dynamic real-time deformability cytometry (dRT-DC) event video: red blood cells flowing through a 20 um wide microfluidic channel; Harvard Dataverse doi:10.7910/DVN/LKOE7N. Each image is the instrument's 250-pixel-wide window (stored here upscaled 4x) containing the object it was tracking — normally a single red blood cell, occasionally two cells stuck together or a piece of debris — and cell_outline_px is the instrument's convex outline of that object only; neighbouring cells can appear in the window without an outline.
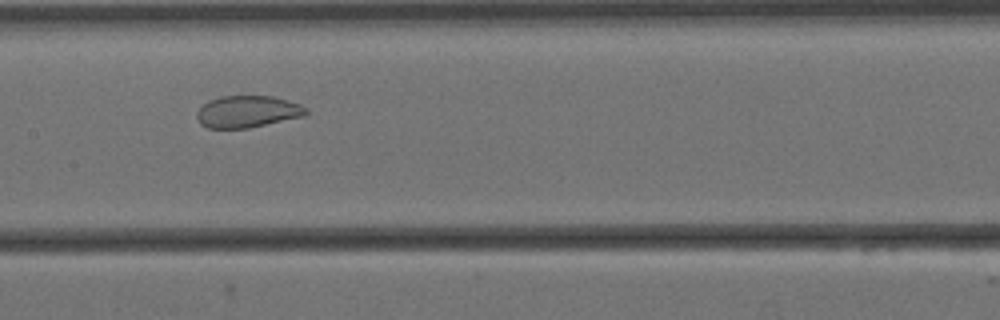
{"species": "Egyptian fruit bat (a non-hibernating species)", "species_latin": "Rousettus aegyptiacus", "temperature_condition": "cold", "stored_images_in_passage": 7, "camera_frame_rate_fps": 3000, "um_per_image_px": 0.085, "animal": {"sex": "female"}, "frame": {"image": 1, "passage_image": 6, "time_ms": 1.667, "image_size_px": [1000, 320], "cell_outline_px": [[308, 112], [304, 116], [248, 128], [208, 128], [200, 124], [196, 116], [196, 112], [208, 100], [220, 96], [272, 96], [300, 104], [308, 108]], "centroid_in_image_um": [21.02, 9.48], "position_along_channel_um": 186.4, "area_um2": 20.29}}
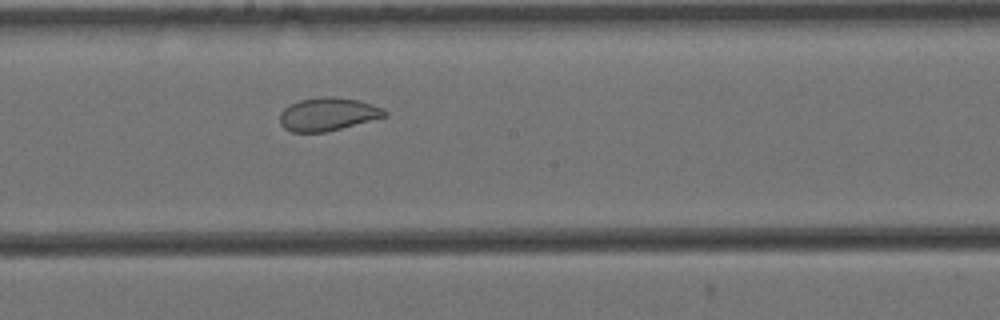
{"frame": {"image": 2, "passage_image": 7, "time_ms": 2.0, "image_size_px": [1000, 320], "cell_outline_px": [[388, 116], [324, 132], [292, 132], [284, 128], [280, 124], [280, 112], [288, 104], [300, 100], [320, 96], [336, 96], [360, 100], [384, 108], [388, 112]], "centroid_in_image_um": [27.87, 9.68], "position_along_channel_um": 220.3, "area_um2": 20.46}}